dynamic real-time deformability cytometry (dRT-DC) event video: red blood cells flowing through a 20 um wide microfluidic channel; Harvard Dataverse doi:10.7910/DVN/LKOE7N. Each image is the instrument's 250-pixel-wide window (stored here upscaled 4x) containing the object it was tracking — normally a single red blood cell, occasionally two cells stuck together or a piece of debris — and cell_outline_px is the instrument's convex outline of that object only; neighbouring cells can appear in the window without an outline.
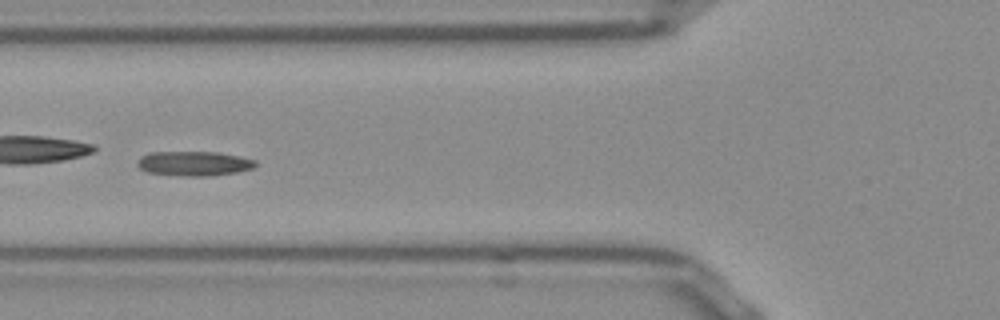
{"species": "Egyptian fruit bat (a non-hibernating species)", "species_latin": "Rousettus aegyptiacus", "temperature_condition": "room temperature", "stored_images_in_passage": 40, "camera_frame_rate_fps": 3000, "um_per_image_px": 0.085, "frame": {"image": 1, "passage_image": 7, "time_ms": 2.0, "image_size_px": [1000, 320], "cell_outline_px": [[256, 164], [252, 168], [236, 172], [208, 176], [184, 176], [148, 172], [140, 168], [136, 164], [140, 156], [148, 152], [220, 152], [240, 156], [256, 160]], "centroid_in_image_um": [16.47, 13.89], "position_along_channel_um": 109.3, "area_um2": 16.94}}
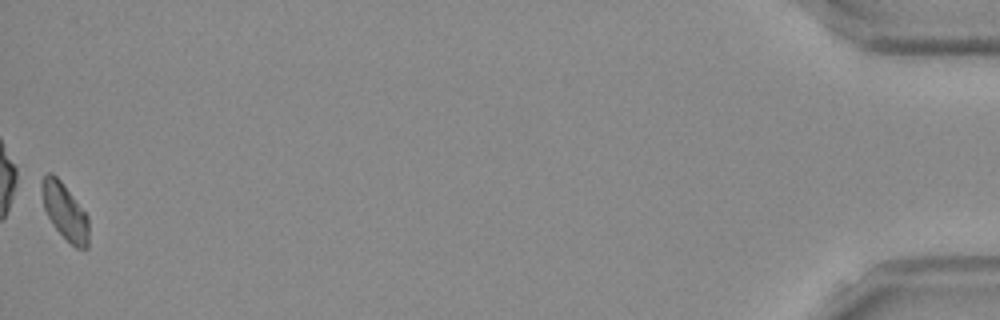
{"frame": {"image": 2, "passage_image": 40, "time_ms": 13.0, "image_size_px": [1000, 320], "cell_outline_px": [[88, 248], [76, 248], [56, 228], [48, 216], [44, 208], [40, 184], [44, 176], [48, 172], [52, 172], [60, 180], [88, 216]], "centroid_in_image_um": [5.5, 17.95], "position_along_channel_um": 429.7, "area_um2": 15.09}, "authors_computed_cell_mechanics": {"area_um2": 16.0395, "velocity_mm_per_s": 3.829, "shape_relaxation_time_tau1_ms": null, "shape_relaxation_time_tau2_ms": 5.1794, "deformation_change_tau1": null, "deformation_change_tau2": 0.1205}}